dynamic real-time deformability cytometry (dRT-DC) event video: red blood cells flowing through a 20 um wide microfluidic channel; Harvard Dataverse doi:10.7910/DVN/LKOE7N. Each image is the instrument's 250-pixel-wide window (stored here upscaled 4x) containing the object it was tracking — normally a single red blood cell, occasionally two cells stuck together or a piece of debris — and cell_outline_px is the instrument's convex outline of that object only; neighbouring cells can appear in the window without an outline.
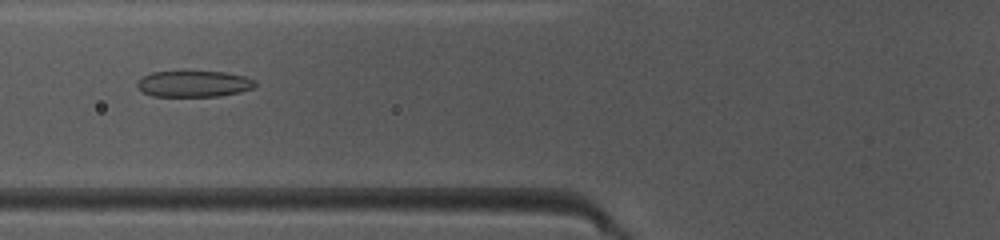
{"species": "common noctule bat (a hibernating species)", "species_latin": "Nyctalus noctula", "temperature_condition": "warm", "stored_images_in_passage": 45, "camera_frame_rate_fps": 3000, "um_per_image_px": 0.085, "animal": {"sex": "female", "body_mass_g": 10.0, "forearm_length_mm": 53.1}, "frame": {"image": 1, "passage_image": 16, "time_ms": 5.0, "image_size_px": [1000, 240], "cell_outline_px": [[256, 84], [252, 88], [240, 92], [220, 96], [152, 96], [144, 92], [136, 84], [136, 80], [152, 72], [184, 68], [224, 72], [244, 76], [256, 80]], "centroid_in_image_um": [16.45, 7.07], "position_along_channel_um": 109.4, "area_um2": 18.9}}
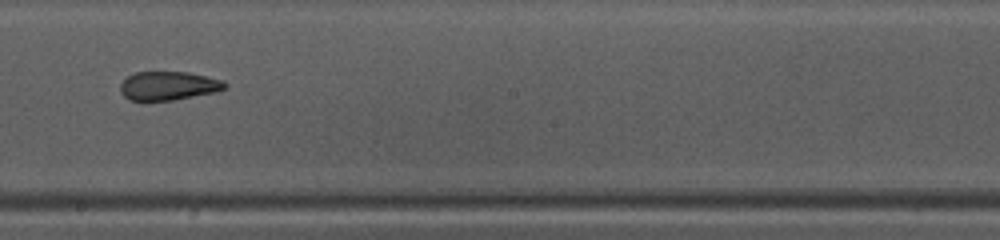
{"frame": {"image": 2, "passage_image": 25, "time_ms": 8.0, "image_size_px": [1000, 240], "cell_outline_px": [[228, 88], [216, 92], [172, 100], [128, 100], [120, 92], [120, 84], [128, 76], [136, 72], [188, 72], [220, 80], [228, 84]], "centroid_in_image_um": [14.31, 7.29], "position_along_channel_um": 233.9, "area_um2": 17.4}}
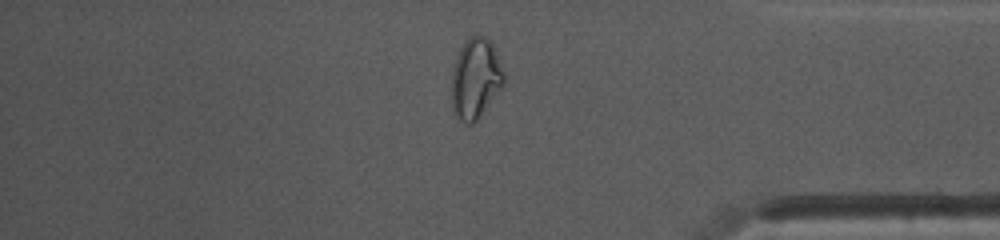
{"frame": {"image": 3, "passage_image": 38, "time_ms": 12.333, "image_size_px": [1000, 240], "cell_outline_px": [[504, 84], [480, 116], [472, 124], [468, 124], [460, 120], [456, 116], [452, 108], [452, 72], [456, 56], [464, 44], [472, 36], [484, 36], [492, 44], [496, 52], [504, 72]], "centroid_in_image_um": [40.42, 6.7], "position_along_channel_um": 394.8, "area_um2": 24.1}, "authors_computed_cell_mechanics": {"area_um2": 20.519, "velocity_mm_per_s": 4.133, "shape_relaxation_time_tau1_ms": null, "shape_relaxation_time_tau2_ms": 1.8141, "deformation_change_tau1": null, "deformation_change_tau2": 0.0945}}